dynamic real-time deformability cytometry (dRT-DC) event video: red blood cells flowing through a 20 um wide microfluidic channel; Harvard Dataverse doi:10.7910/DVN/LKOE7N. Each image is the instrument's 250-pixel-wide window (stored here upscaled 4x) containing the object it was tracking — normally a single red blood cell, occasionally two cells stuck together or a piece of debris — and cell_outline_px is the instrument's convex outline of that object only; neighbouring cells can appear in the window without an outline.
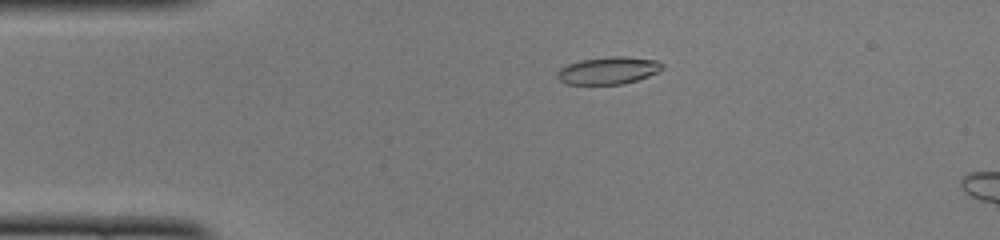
{"species": "common noctule bat (a hibernating species)", "species_latin": "Nyctalus noctula", "temperature_condition": "cold", "stored_images_in_passage": 51, "camera_frame_rate_fps": 3000, "um_per_image_px": 0.085, "animal": {"sex": "female", "body_mass_g": 22.0, "forearm_length_mm": 56.7}, "frame": {"image": 1, "passage_image": 10, "time_ms": 3.0, "image_size_px": [1000, 240], "cell_outline_px": [[664, 68], [648, 76], [624, 84], [564, 84], [556, 76], [556, 72], [560, 68], [568, 64], [580, 60], [612, 56], [624, 56], [656, 60], [664, 64]], "centroid_in_image_um": [51.69, 5.99], "position_along_channel_um": 33.3, "area_um2": 16.76}}
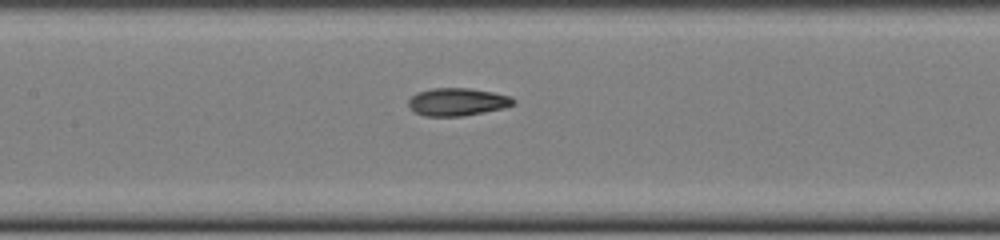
{"frame": {"image": 2, "passage_image": 23, "time_ms": 7.333, "image_size_px": [1000, 240], "cell_outline_px": [[516, 104], [504, 108], [464, 116], [424, 116], [412, 112], [408, 108], [408, 100], [416, 92], [432, 88], [468, 88], [492, 92], [512, 96], [516, 100]], "centroid_in_image_um": [38.86, 8.66], "position_along_channel_um": 168.5, "area_um2": 17.28}}
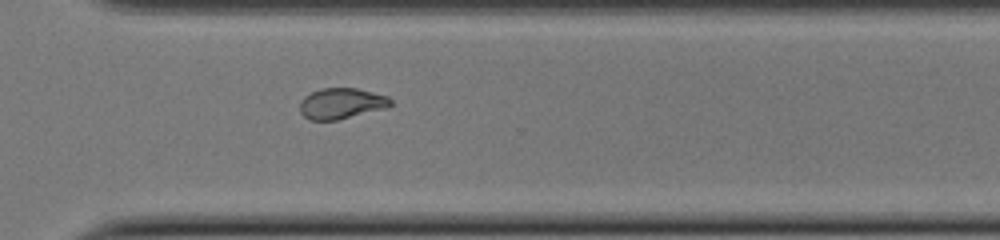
{"frame": {"image": 3, "passage_image": 36, "time_ms": 11.667, "image_size_px": [1000, 240], "cell_outline_px": [[392, 104], [388, 108], [336, 120], [308, 120], [300, 112], [300, 100], [304, 96], [320, 88], [356, 88], [388, 96], [392, 100]], "centroid_in_image_um": [29.02, 8.79], "position_along_channel_um": 341.6, "area_um2": 16.42}}